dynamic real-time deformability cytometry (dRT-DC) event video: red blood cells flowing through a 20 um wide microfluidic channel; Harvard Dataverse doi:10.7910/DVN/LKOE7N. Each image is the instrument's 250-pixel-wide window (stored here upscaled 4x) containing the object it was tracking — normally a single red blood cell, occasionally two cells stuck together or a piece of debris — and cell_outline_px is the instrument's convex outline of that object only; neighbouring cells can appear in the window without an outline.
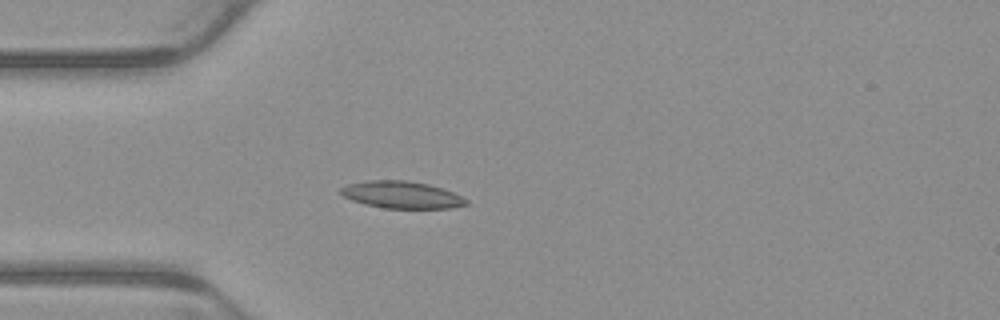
{"species": "common noctule bat (a hibernating species)", "species_latin": "Nyctalus noctula", "temperature_condition": "warm", "stored_images_in_passage": 5, "camera_frame_rate_fps": 3000, "um_per_image_px": 0.085, "animal": {"sex": "male", "body_mass_g": 23.1, "forearm_length_mm": 52.7}, "frame": {"image": 1, "passage_image": 5, "time_ms": 1.333, "image_size_px": [1000, 320], "cell_outline_px": [[468, 204], [452, 208], [384, 208], [364, 204], [352, 200], [344, 196], [340, 192], [340, 188], [348, 184], [368, 180], [408, 180], [428, 184], [452, 192], [468, 200]], "centroid_in_image_um": [34.13, 16.55], "position_along_channel_um": 50.9, "area_um2": 19.71}}